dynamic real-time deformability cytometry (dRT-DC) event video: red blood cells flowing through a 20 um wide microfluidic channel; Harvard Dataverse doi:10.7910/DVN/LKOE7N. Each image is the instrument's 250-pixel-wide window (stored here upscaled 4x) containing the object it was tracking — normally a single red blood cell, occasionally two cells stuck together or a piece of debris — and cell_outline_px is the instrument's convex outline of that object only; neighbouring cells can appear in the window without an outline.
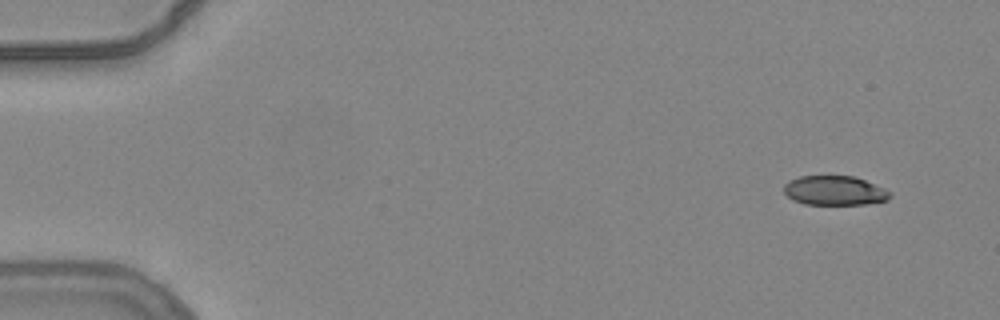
{"species": "common noctule bat (a hibernating species)", "species_latin": "Nyctalus noctula", "temperature_condition": "warm", "stored_images_in_passage": 11, "camera_frame_rate_fps": 3000, "um_per_image_px": 0.085, "animal": {"sex": "female", "body_mass_g": 24.6, "forearm_length_mm": 56.2}, "frame": {"image": 1, "passage_image": 1, "time_ms": 0.0, "image_size_px": [1000, 320], "cell_outline_px": [[892, 196], [888, 200], [864, 204], [804, 204], [792, 200], [784, 192], [784, 184], [788, 180], [800, 176], [856, 176], [884, 188], [892, 192]], "centroid_in_image_um": [70.95, 16.19], "position_along_channel_um": 14.1, "area_um2": 18.32}}